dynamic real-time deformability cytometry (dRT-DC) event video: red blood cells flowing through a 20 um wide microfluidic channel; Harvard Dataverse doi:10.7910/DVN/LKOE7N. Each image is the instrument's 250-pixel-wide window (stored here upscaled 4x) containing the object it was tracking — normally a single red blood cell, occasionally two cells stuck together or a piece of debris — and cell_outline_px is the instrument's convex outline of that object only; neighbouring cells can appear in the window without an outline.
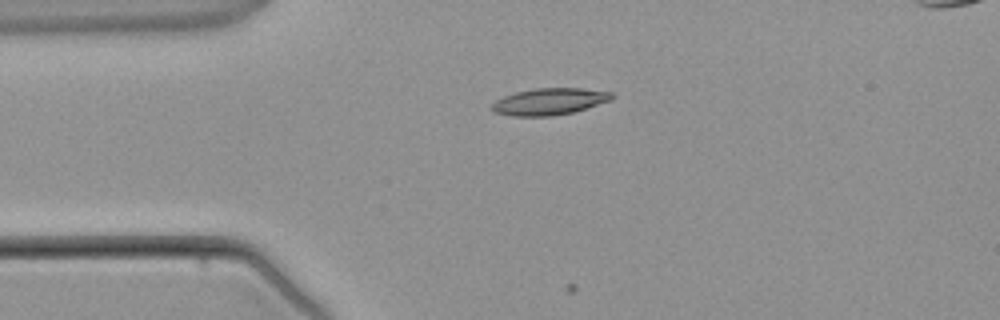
{"species": "common noctule bat (a hibernating species)", "species_latin": "Nyctalus noctula", "temperature_condition": "warm", "stored_images_in_passage": 4, "camera_frame_rate_fps": 3000, "um_per_image_px": 0.085, "animal": {"sex": "male", "body_mass_g": 21.5, "forearm_length_mm": 52.0}, "frame": {"image": 1, "passage_image": 3, "time_ms": 2.667, "image_size_px": [1000, 320], "cell_outline_px": [[612, 100], [572, 112], [552, 116], [512, 116], [492, 112], [492, 104], [496, 100], [504, 96], [516, 92], [536, 88], [580, 88], [612, 92]], "centroid_in_image_um": [46.67, 8.63], "position_along_channel_um": 38.3, "area_um2": 18.55}}